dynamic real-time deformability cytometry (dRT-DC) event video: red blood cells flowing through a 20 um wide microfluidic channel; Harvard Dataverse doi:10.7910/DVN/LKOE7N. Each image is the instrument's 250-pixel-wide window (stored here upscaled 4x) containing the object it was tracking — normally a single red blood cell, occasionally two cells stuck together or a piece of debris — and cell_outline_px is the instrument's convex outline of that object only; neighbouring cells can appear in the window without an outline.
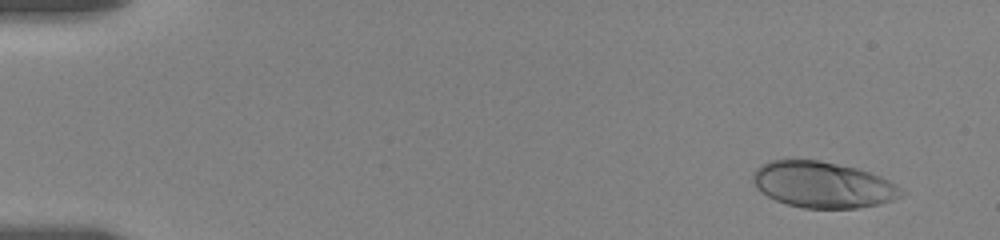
{"species": "human", "species_latin": "Homo sapiens", "temperature_condition": "room temperature", "stored_images_in_passage": 19, "camera_frame_rate_fps": 3000, "um_per_image_px": 0.085, "donor": {"sex": "female"}, "frame": {"image": 1, "passage_image": 2, "time_ms": 0.667, "image_size_px": [1000, 240], "cell_outline_px": [[908, 192], [892, 200], [880, 204], [856, 208], [804, 208], [788, 204], [776, 200], [760, 192], [756, 188], [752, 180], [752, 172], [760, 164], [768, 160], [788, 156], [820, 160], [856, 168], [880, 176], [896, 184]], "centroid_in_image_um": [69.87, 15.66], "position_along_channel_um": 15.1, "area_um2": 40.81}}
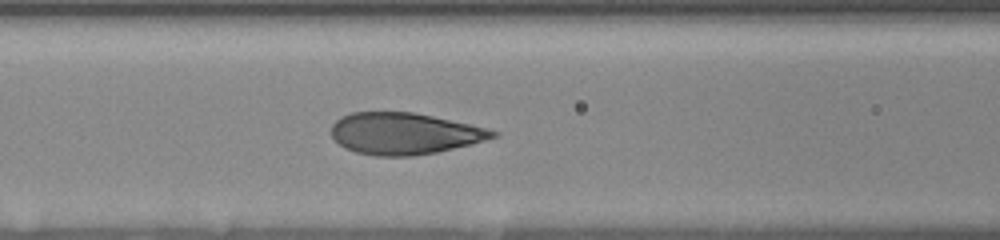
{"frame": {"image": 2, "passage_image": 16, "time_ms": 7.667, "image_size_px": [1000, 240], "cell_outline_px": [[500, 136], [472, 144], [436, 152], [412, 156], [376, 156], [356, 152], [344, 148], [332, 136], [332, 124], [340, 116], [352, 112], [412, 112], [432, 116], [488, 128], [500, 132]], "centroid_in_image_um": [34.38, 11.35], "position_along_channel_um": 132.2, "area_um2": 39.19}}
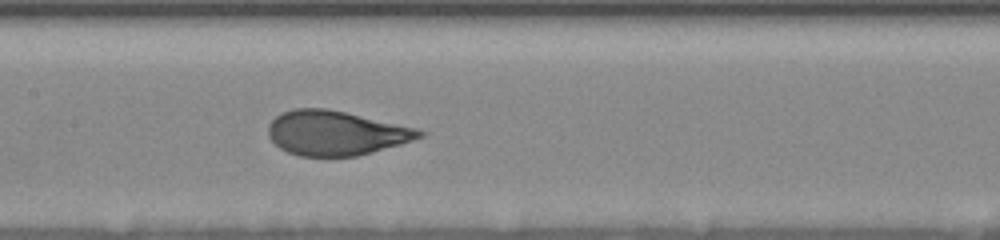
{"frame": {"image": 3, "passage_image": 19, "time_ms": 9.0, "image_size_px": [1000, 240], "cell_outline_px": [[424, 136], [400, 144], [372, 152], [356, 156], [300, 156], [288, 152], [280, 148], [268, 136], [268, 124], [280, 112], [296, 108], [324, 108], [344, 112], [416, 128], [424, 132]], "centroid_in_image_um": [28.5, 11.3], "position_along_channel_um": 178.9, "area_um2": 38.84}}